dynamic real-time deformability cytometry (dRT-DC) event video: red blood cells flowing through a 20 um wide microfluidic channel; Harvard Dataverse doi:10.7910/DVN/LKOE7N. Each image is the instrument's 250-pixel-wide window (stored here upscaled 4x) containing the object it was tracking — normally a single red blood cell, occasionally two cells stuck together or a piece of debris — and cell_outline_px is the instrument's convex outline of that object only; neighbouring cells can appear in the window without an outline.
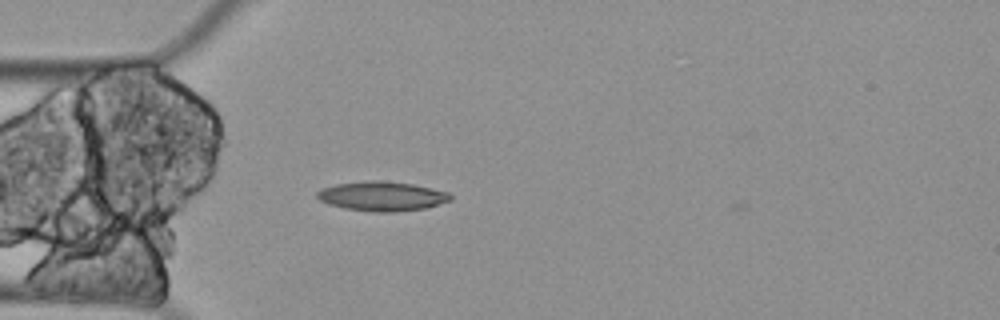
{"species": "Egyptian fruit bat (a non-hibernating species)", "species_latin": "Rousettus aegyptiacus", "temperature_condition": "cold", "stored_images_in_passage": 2, "camera_frame_rate_fps": 3000, "um_per_image_px": 0.085, "animal": {"sex": "female"}, "frame": {"image": 1, "passage_image": 2, "time_ms": 0.333, "image_size_px": [1000, 320], "cell_outline_px": [[452, 200], [424, 208], [396, 212], [372, 212], [344, 208], [328, 204], [320, 200], [316, 196], [316, 192], [324, 188], [336, 184], [368, 180], [380, 180], [412, 184], [448, 192], [452, 196]], "centroid_in_image_um": [32.46, 16.68], "position_along_channel_um": 52.5, "area_um2": 22.83}}